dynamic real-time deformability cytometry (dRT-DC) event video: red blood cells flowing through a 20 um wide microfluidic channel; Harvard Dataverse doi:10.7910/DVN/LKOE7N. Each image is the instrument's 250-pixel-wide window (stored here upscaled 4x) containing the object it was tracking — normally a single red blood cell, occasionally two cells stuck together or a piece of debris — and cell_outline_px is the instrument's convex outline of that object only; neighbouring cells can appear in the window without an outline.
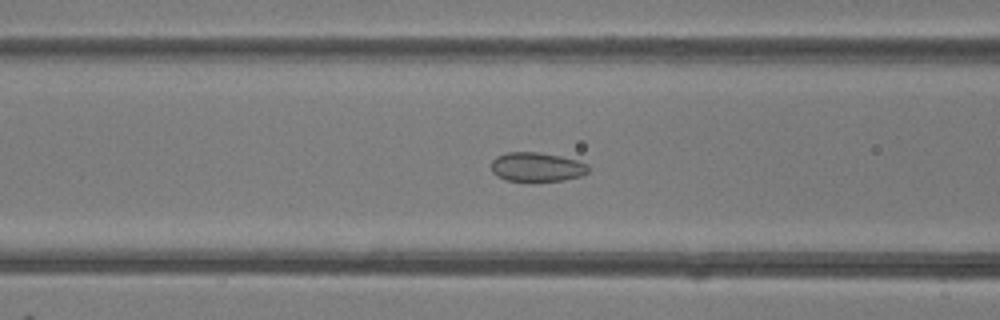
{"species": "common noctule bat (a hibernating species)", "species_latin": "Nyctalus noctula", "temperature_condition": "room temperature", "stored_images_in_passage": 43, "camera_frame_rate_fps": 3000, "um_per_image_px": 0.085, "animal": {"sex": "female"}, "frame": {"image": 1, "passage_image": 13, "time_ms": 4.0, "image_size_px": [1000, 320], "cell_outline_px": [[588, 172], [580, 176], [564, 180], [504, 180], [496, 176], [492, 172], [492, 160], [496, 156], [508, 152], [540, 152], [560, 156], [576, 160], [588, 164]], "centroid_in_image_um": [45.61, 14.18], "position_along_channel_um": 121.0, "area_um2": 16.36}}
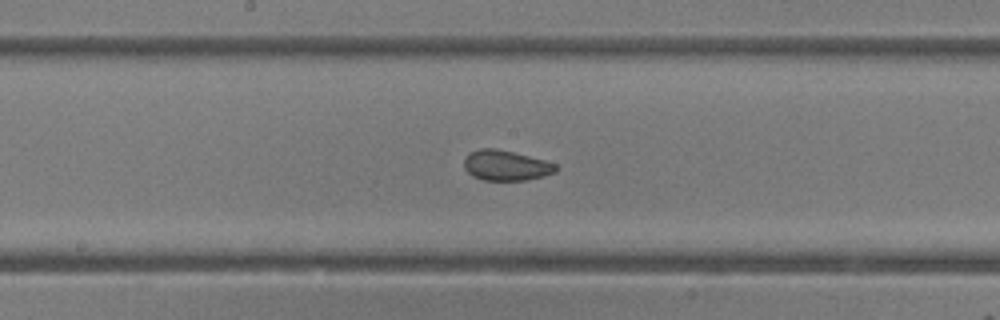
{"frame": {"image": 2, "passage_image": 19, "time_ms": 6.0, "image_size_px": [1000, 320], "cell_outline_px": [[560, 168], [556, 172], [544, 176], [524, 180], [484, 180], [472, 176], [464, 168], [464, 160], [472, 152], [480, 148], [496, 148], [544, 160], [556, 164]], "centroid_in_image_um": [43.03, 14.07], "position_along_channel_um": 205.2, "area_um2": 16.07}}
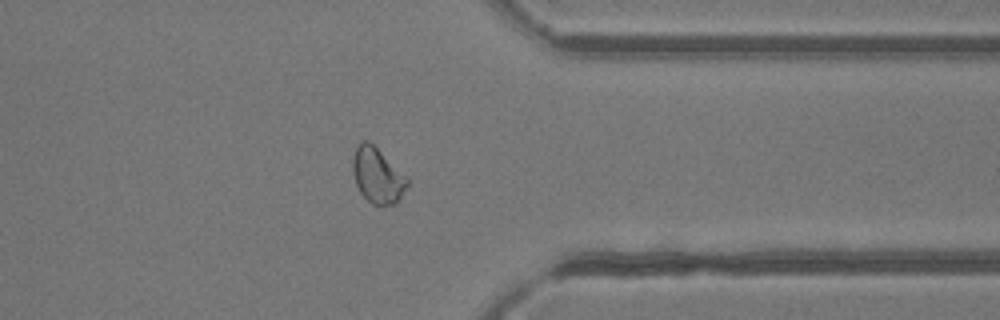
{"frame": {"image": 3, "passage_image": 32, "time_ms": 10.333, "image_size_px": [1000, 320], "cell_outline_px": [[408, 184], [396, 204], [372, 204], [360, 192], [356, 184], [352, 172], [352, 160], [356, 148], [360, 140], [368, 140], [408, 176]], "centroid_in_image_um": [32.08, 14.89], "position_along_channel_um": 379.3, "area_um2": 17.57}, "authors_computed_cell_mechanics": {"area_um2": 17.5712, "velocity_mm_per_s": 4.204, "shape_relaxation_time_tau1_ms": null, "shape_relaxation_time_tau2_ms": 0.9568, "deformation_change_tau1": null, "deformation_change_tau2": 0.0519}}